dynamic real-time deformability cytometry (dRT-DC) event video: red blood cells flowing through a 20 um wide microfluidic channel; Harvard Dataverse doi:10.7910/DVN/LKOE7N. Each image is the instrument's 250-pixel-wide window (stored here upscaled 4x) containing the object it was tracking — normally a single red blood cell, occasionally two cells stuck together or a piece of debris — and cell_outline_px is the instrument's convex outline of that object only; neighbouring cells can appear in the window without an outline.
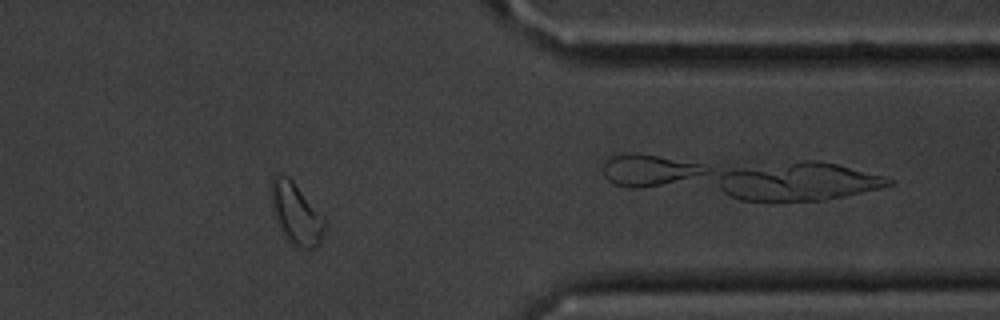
{"species": "common noctule bat (a hibernating species)", "species_latin": "Nyctalus noctula", "temperature_condition": "cold", "stored_images_in_passage": 13, "camera_frame_rate_fps": 3000, "um_per_image_px": 0.085, "animal": {"sex": "male", "body_mass_g": 20.1, "forearm_length_mm": 53.5}, "frame": {"image": 1, "passage_image": 10, "time_ms": 10.333, "image_size_px": [1000, 320], "cell_outline_px": [[324, 228], [320, 244], [316, 248], [304, 248], [292, 244], [280, 232], [272, 208], [272, 176], [276, 172], [280, 172], [288, 176], [292, 180], [324, 220]], "centroid_in_image_um": [25.12, 18.16], "position_along_channel_um": 386.3, "area_um2": 18.67}, "authors_computed_cell_mechanics": {"area_um2": 15.1436, "velocity_mm_per_s": 3.6018, "shape_relaxation_time_tau1_ms": 1.4885, "shape_relaxation_time_tau2_ms": 10.4647, "deformation_change_tau1": 0.0563, "deformation_change_tau2": 0.0882}}